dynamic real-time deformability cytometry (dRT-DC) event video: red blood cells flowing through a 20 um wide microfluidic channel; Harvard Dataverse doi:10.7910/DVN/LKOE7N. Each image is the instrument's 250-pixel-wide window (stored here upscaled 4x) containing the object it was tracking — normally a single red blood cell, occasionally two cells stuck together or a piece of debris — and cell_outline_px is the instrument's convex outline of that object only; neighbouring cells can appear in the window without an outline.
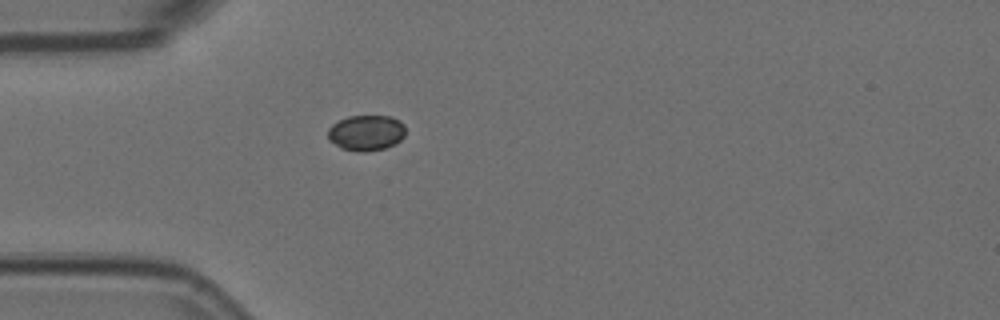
{"species": "Egyptian fruit bat (a non-hibernating species)", "species_latin": "Rousettus aegyptiacus", "temperature_condition": "room temperature", "stored_images_in_passage": 1, "camera_frame_rate_fps": 3000, "um_per_image_px": 0.085, "animal": {"sex": "female"}, "frame": {"image": 1, "passage_image": 1, "time_ms": 0.0, "image_size_px": [1000, 320], "cell_outline_px": [[404, 136], [400, 140], [384, 148], [364, 152], [340, 148], [328, 140], [328, 128], [332, 124], [348, 116], [392, 116], [400, 120], [404, 124]], "centroid_in_image_um": [31.11, 11.27], "position_along_channel_um": 53.9, "area_um2": 16.07}}